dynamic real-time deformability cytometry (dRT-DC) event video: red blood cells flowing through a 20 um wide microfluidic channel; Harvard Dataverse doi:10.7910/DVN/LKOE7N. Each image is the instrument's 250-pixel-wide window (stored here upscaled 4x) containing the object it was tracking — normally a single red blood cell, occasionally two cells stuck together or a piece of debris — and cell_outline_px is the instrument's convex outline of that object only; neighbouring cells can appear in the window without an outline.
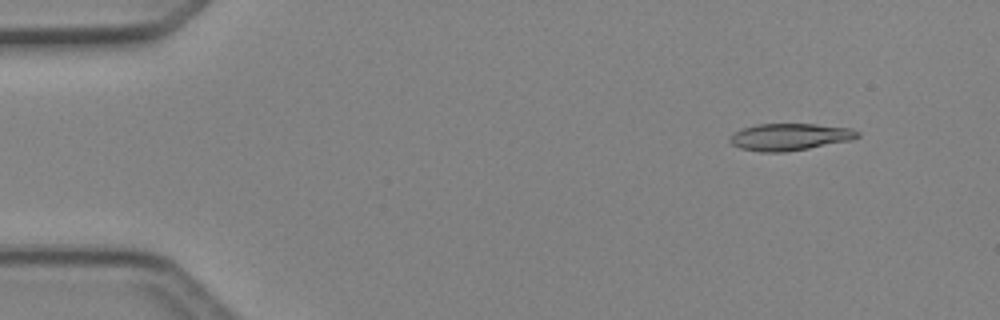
{"species": "Egyptian fruit bat (a non-hibernating species)", "species_latin": "Rousettus aegyptiacus", "temperature_condition": "cold", "stored_images_in_passage": 48, "camera_frame_rate_fps": 3000, "um_per_image_px": 0.085, "animal": {"sex": "female"}, "frame": {"image": 1, "passage_image": 5, "time_ms": 1.333, "image_size_px": [1000, 320], "cell_outline_px": [[860, 136], [852, 140], [808, 148], [784, 152], [760, 152], [740, 148], [732, 144], [728, 140], [732, 132], [756, 124], [816, 124], [852, 128], [860, 132]], "centroid_in_image_um": [67.12, 11.63], "position_along_channel_um": 17.9, "area_um2": 20.17}}
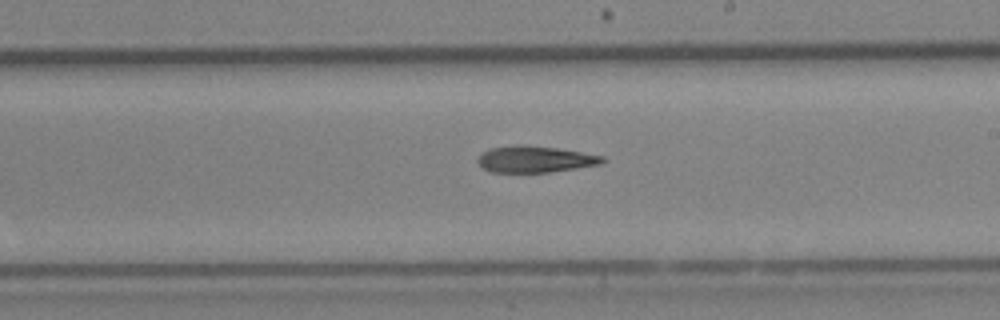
{"frame": {"image": 2, "passage_image": 28, "time_ms": 9.0, "image_size_px": [1000, 320], "cell_outline_px": [[604, 160], [600, 164], [552, 172], [492, 172], [484, 168], [476, 160], [488, 148], [556, 148], [604, 156]], "centroid_in_image_um": [45.52, 13.59], "position_along_channel_um": 243.5, "area_um2": 18.03}}
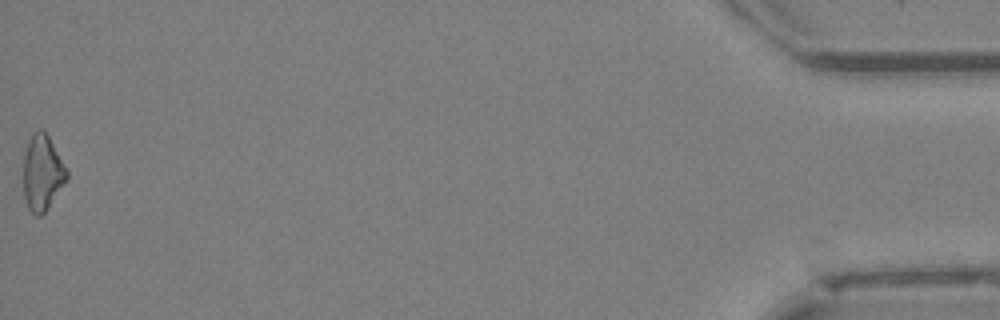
{"frame": {"image": 3, "passage_image": 48, "time_ms": 15.667, "image_size_px": [1000, 320], "cell_outline_px": [[68, 180], [48, 208], [40, 216], [36, 216], [28, 208], [24, 196], [24, 156], [28, 140], [32, 132], [40, 128], [48, 136], [68, 172]], "centroid_in_image_um": [3.6, 14.7], "position_along_channel_um": 431.6, "area_um2": 19.02}, "authors_computed_cell_mechanics": {"area_um2": 19.7387, "velocity_mm_per_s": 4.2732, "shape_relaxation_time_tau1_ms": 6.6912, "shape_relaxation_time_tau2_ms": null, "deformation_change_tau1": 0.1745, "deformation_change_tau2": null}}